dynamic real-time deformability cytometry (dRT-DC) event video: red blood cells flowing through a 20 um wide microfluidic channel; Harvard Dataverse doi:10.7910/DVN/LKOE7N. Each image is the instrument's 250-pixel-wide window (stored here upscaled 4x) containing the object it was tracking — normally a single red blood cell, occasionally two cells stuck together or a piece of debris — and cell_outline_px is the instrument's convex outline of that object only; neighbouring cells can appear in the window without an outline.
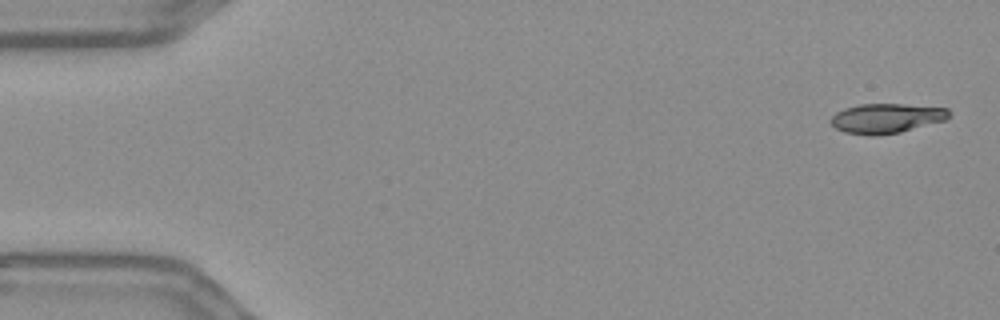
{"species": "Egyptian fruit bat (a non-hibernating species)", "species_latin": "Rousettus aegyptiacus", "temperature_condition": "warm", "stored_images_in_passage": 55, "camera_frame_rate_fps": 3000, "um_per_image_px": 0.085, "frame": {"image": 1, "passage_image": 2, "time_ms": 0.333, "image_size_px": [1000, 320], "cell_outline_px": [[952, 112], [944, 120], [900, 132], [872, 136], [868, 136], [844, 132], [836, 128], [828, 120], [836, 112], [844, 108], [860, 104], [904, 104], [948, 108]], "centroid_in_image_um": [75.31, 10.05], "position_along_channel_um": 9.7, "area_um2": 20.46}}
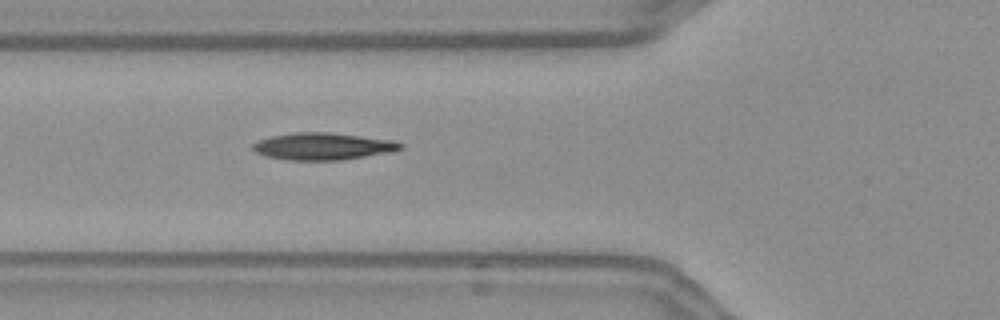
{"frame": {"image": 2, "passage_image": 20, "time_ms": 6.333, "image_size_px": [1000, 320], "cell_outline_px": [[404, 148], [392, 152], [340, 160], [288, 160], [264, 156], [256, 152], [252, 148], [252, 144], [260, 140], [272, 136], [292, 132], [328, 132], [392, 140], [404, 144]], "centroid_in_image_um": [27.45, 12.44], "position_along_channel_um": 98.4, "area_um2": 23.29}}
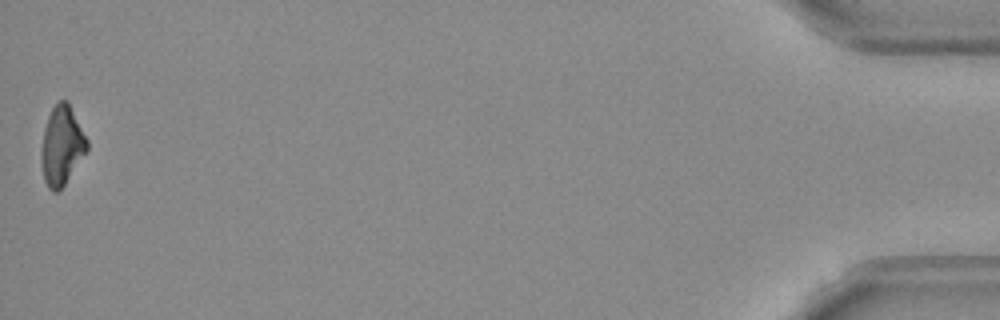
{"frame": {"image": 3, "passage_image": 55, "time_ms": 18.0, "image_size_px": [1000, 320], "cell_outline_px": [[88, 148], [64, 184], [56, 192], [52, 192], [48, 188], [44, 180], [40, 160], [40, 152], [44, 128], [48, 116], [52, 108], [60, 100], [68, 100], [88, 140]], "centroid_in_image_um": [5.23, 12.35], "position_along_channel_um": 430.0, "area_um2": 20.98}, "authors_computed_cell_mechanics": {"area_um2": 22.253, "velocity_mm_per_s": 3.6799, "shape_relaxation_time_tau1_ms": null, "shape_relaxation_time_tau2_ms": 10.0735, "deformation_change_tau1": null, "deformation_change_tau2": 0.2006}}